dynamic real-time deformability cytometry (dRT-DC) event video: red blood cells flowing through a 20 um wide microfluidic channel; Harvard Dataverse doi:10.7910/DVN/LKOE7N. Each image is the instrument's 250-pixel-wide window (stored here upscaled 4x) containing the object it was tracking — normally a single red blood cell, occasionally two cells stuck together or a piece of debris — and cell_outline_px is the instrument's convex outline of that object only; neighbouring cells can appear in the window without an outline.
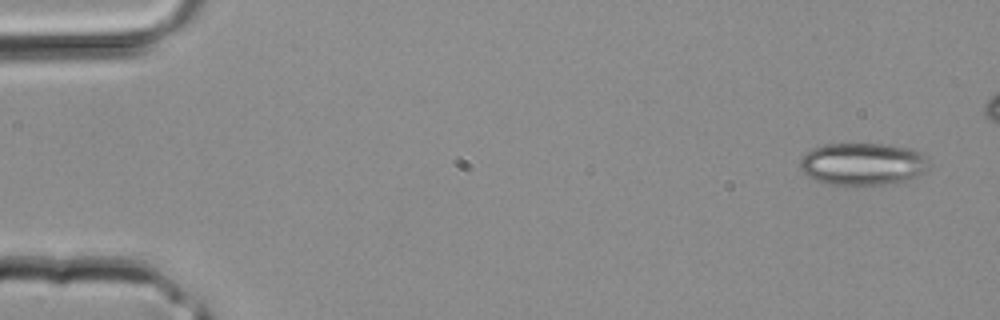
{"species": "common noctule bat (a hibernating species)", "species_latin": "Nyctalus noctula", "temperature_condition": "room temperature", "stored_images_in_passage": 3, "camera_frame_rate_fps": 3000, "um_per_image_px": 0.085, "animal": {"sex": "male", "body_mass_g": 20.4}, "frame": {"image": 1, "passage_image": 3, "time_ms": 0.667, "image_size_px": [1000, 320], "cell_outline_px": [[924, 172], [908, 180], [892, 184], [828, 184], [816, 180], [808, 176], [800, 168], [800, 160], [812, 148], [824, 144], [888, 144], [912, 148], [920, 152], [924, 156]], "centroid_in_image_um": [73.3, 13.93], "position_along_channel_um": 11.7, "area_um2": 31.44}}